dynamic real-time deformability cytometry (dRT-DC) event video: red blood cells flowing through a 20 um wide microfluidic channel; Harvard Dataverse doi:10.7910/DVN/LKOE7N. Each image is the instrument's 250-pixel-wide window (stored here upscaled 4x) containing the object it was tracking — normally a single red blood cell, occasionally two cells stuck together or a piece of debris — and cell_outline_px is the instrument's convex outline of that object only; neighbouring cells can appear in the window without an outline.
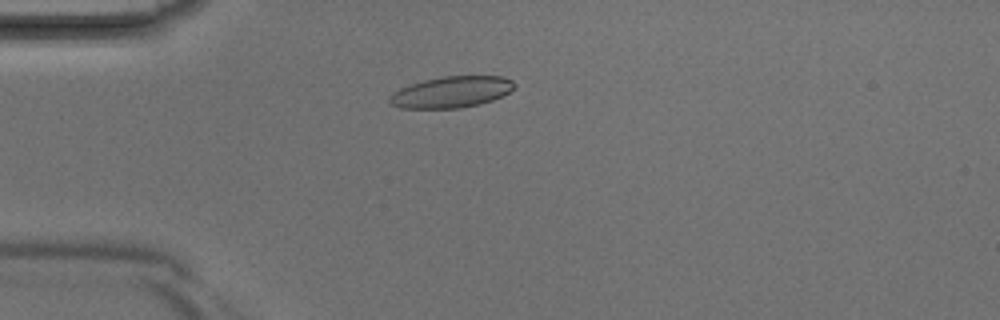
{"species": "Egyptian fruit bat (a non-hibernating species)", "species_latin": "Rousettus aegyptiacus", "temperature_condition": "room temperature", "stored_images_in_passage": 2, "camera_frame_rate_fps": 3000, "um_per_image_px": 0.085, "animal": {"sex": "male"}, "frame": {"image": 1, "passage_image": 1, "time_ms": 0.0, "image_size_px": [1000, 320], "cell_outline_px": [[516, 88], [492, 100], [480, 104], [460, 108], [400, 108], [392, 104], [388, 100], [388, 96], [392, 92], [400, 88], [424, 80], [444, 76], [504, 76], [512, 80], [516, 84]], "centroid_in_image_um": [38.37, 7.82], "position_along_channel_um": 46.6, "area_um2": 22.77}}
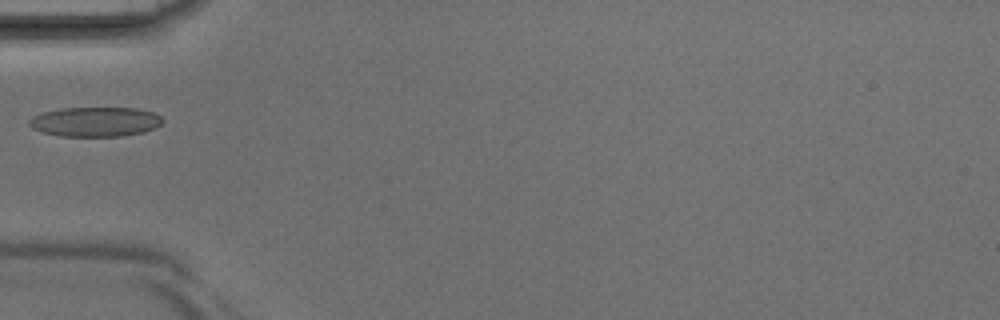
{"frame": {"image": 2, "passage_image": 2, "time_ms": 0.333, "image_size_px": [1000, 320], "cell_outline_px": [[164, 120], [156, 128], [144, 132], [120, 136], [60, 136], [40, 132], [32, 128], [28, 124], [28, 120], [32, 116], [44, 112], [64, 108], [140, 108], [152, 112], [160, 116]], "centroid_in_image_um": [8.09, 10.35], "position_along_channel_um": 76.9, "area_um2": 23.12}}